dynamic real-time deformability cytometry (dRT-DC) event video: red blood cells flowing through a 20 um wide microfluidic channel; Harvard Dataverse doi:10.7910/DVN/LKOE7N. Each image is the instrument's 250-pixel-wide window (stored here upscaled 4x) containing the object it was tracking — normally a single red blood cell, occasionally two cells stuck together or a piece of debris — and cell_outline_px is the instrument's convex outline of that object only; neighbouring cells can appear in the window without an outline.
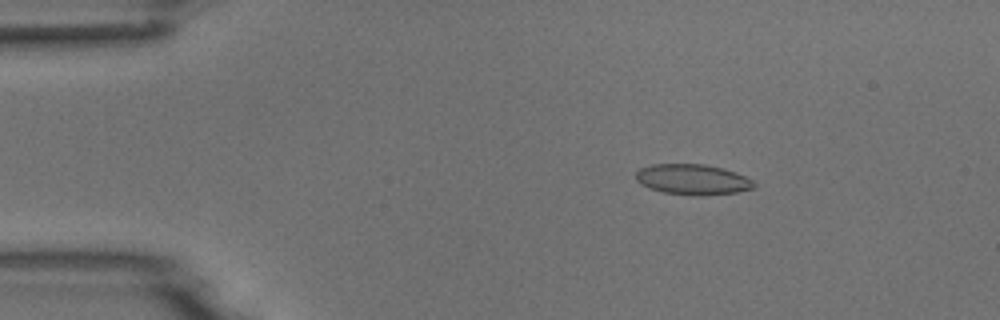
{"species": "common noctule bat (a hibernating species)", "species_latin": "Nyctalus noctula", "temperature_condition": "room temperature", "stored_images_in_passage": 5, "camera_frame_rate_fps": 3000, "um_per_image_px": 0.085, "animal": {"sex": "male", "body_mass_g": 18.8}, "frame": {"image": 1, "passage_image": 3, "time_ms": 2.667, "image_size_px": [1000, 320], "cell_outline_px": [[756, 184], [752, 188], [736, 192], [704, 196], [692, 196], [664, 192], [648, 188], [640, 184], [636, 180], [636, 172], [640, 168], [652, 164], [704, 164], [724, 168], [736, 172], [752, 180]], "centroid_in_image_um": [58.85, 15.26], "position_along_channel_um": 26.1, "area_um2": 21.15}}
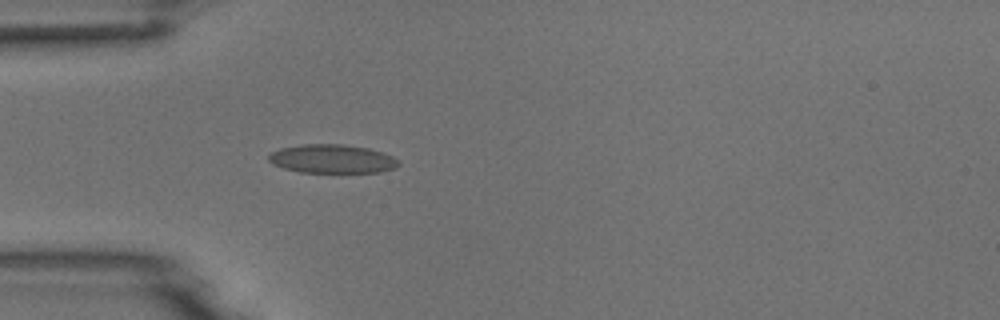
{"frame": {"image": 2, "passage_image": 5, "time_ms": 5.0, "image_size_px": [1000, 320], "cell_outline_px": [[400, 164], [396, 168], [380, 172], [300, 172], [284, 168], [272, 164], [268, 160], [268, 156], [272, 152], [280, 148], [300, 144], [344, 144], [368, 148], [384, 152], [392, 156]], "centroid_in_image_um": [28.23, 13.49], "position_along_channel_um": 56.8, "area_um2": 21.79}}